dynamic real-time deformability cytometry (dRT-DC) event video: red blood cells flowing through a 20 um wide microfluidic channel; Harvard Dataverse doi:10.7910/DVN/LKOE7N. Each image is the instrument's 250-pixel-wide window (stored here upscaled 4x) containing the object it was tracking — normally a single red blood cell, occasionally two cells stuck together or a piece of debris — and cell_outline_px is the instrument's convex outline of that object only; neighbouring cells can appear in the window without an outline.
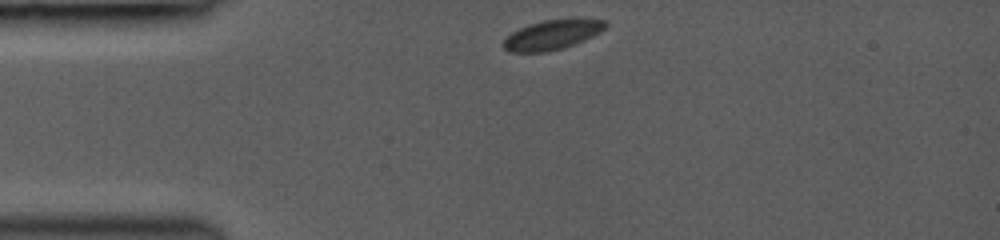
{"species": "common noctule bat (a hibernating species)", "species_latin": "Nyctalus noctula", "temperature_condition": "room temperature", "stored_images_in_passage": 39, "camera_frame_rate_fps": 3000, "um_per_image_px": 0.085, "animal": {"sex": "female", "body_mass_g": 19.0, "forearm_length_mm": 53.3}, "frame": {"image": 1, "passage_image": 1, "time_ms": 0.0, "image_size_px": [1000, 240], "cell_outline_px": [[608, 24], [600, 32], [584, 40], [564, 48], [548, 52], [508, 52], [500, 44], [512, 32], [528, 24], [544, 20], [572, 16], [576, 16], [604, 20]], "centroid_in_image_um": [46.97, 2.92], "position_along_channel_um": 38.0, "area_um2": 18.26}}
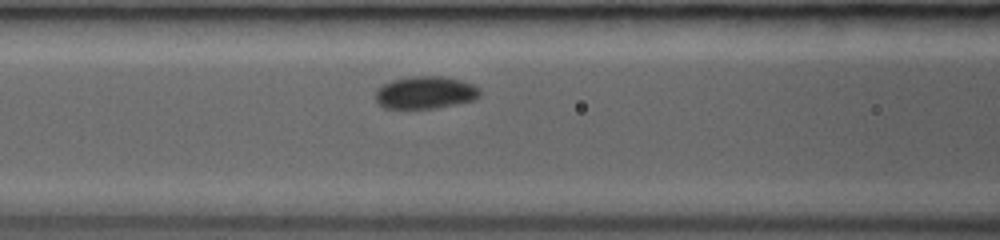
{"frame": {"image": 2, "passage_image": 29, "time_ms": 3.0, "image_size_px": [1000, 240], "cell_outline_px": [[480, 96], [476, 100], [456, 104], [432, 108], [384, 108], [376, 100], [376, 92], [384, 84], [392, 80], [412, 76], [444, 76], [460, 80], [472, 84], [480, 88]], "centroid_in_image_um": [36.2, 7.86], "position_along_channel_um": 130.4, "area_um2": 19.65}}
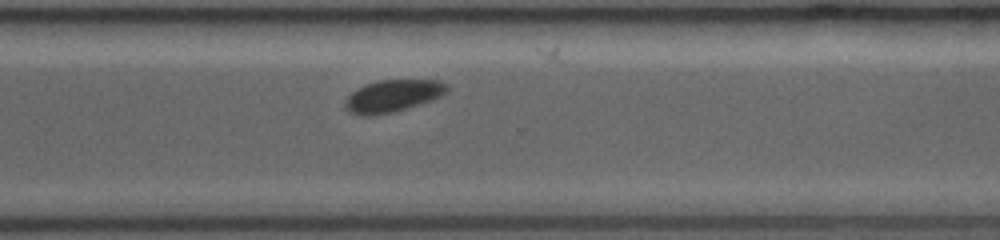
{"frame": {"image": 3, "passage_image": 39, "time_ms": 8.0, "image_size_px": [1000, 240], "cell_outline_px": [[448, 92], [432, 100], [392, 112], [368, 116], [364, 116], [348, 112], [344, 108], [344, 104], [348, 96], [352, 92], [368, 84], [380, 80], [440, 80], [448, 84]], "centroid_in_image_um": [33.4, 8.15], "position_along_channel_um": 337.2, "area_um2": 18.9}}